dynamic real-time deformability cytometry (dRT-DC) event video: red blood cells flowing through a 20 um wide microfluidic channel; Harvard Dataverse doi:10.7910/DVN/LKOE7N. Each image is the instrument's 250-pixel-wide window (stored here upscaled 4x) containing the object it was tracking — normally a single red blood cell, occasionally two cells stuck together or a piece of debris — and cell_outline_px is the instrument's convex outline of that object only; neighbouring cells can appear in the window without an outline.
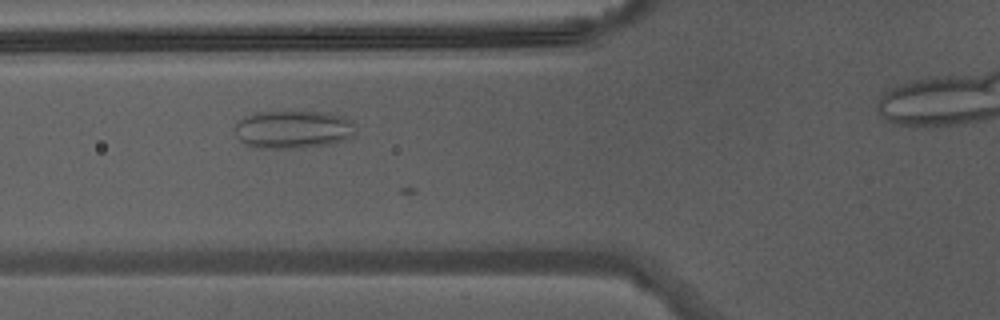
{"species": "Egyptian fruit bat (a non-hibernating species)", "species_latin": "Rousettus aegyptiacus", "temperature_condition": "warm", "stored_images_in_passage": 9, "camera_frame_rate_fps": 3000, "um_per_image_px": 0.085, "animal": {"sex": "male"}, "frame": {"image": 1, "passage_image": 6, "time_ms": 1.667, "image_size_px": [1000, 320], "cell_outline_px": [[356, 136], [332, 144], [300, 148], [252, 148], [244, 144], [236, 136], [232, 128], [236, 120], [252, 112], [328, 112], [344, 116], [352, 120], [356, 124]], "centroid_in_image_um": [24.91, 11.0], "position_along_channel_um": 100.9, "area_um2": 27.69}}